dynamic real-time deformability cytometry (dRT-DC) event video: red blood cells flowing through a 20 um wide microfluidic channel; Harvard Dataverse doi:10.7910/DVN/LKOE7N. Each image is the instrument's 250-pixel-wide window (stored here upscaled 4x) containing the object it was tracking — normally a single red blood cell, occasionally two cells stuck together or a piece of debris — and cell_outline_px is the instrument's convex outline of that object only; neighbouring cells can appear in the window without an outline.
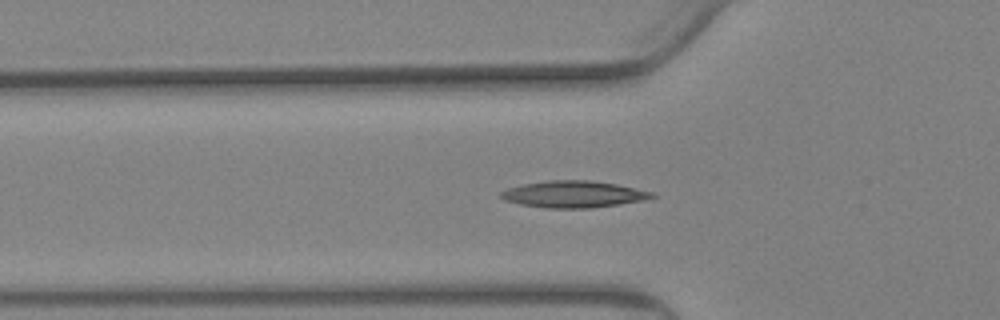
{"species": "Egyptian fruit bat (a non-hibernating species)", "species_latin": "Rousettus aegyptiacus", "temperature_condition": "warm", "stored_images_in_passage": 61, "camera_frame_rate_fps": 3000, "um_per_image_px": 0.085, "animal": {"sex": "female"}, "frame": {"image": 1, "passage_image": 21, "time_ms": 6.667, "image_size_px": [1000, 320], "cell_outline_px": [[656, 196], [648, 200], [592, 208], [544, 208], [520, 204], [504, 200], [500, 196], [500, 192], [508, 188], [524, 184], [548, 180], [588, 180], [616, 184], [652, 192]], "centroid_in_image_um": [48.76, 16.52], "position_along_channel_um": 77.0, "area_um2": 23.52}}
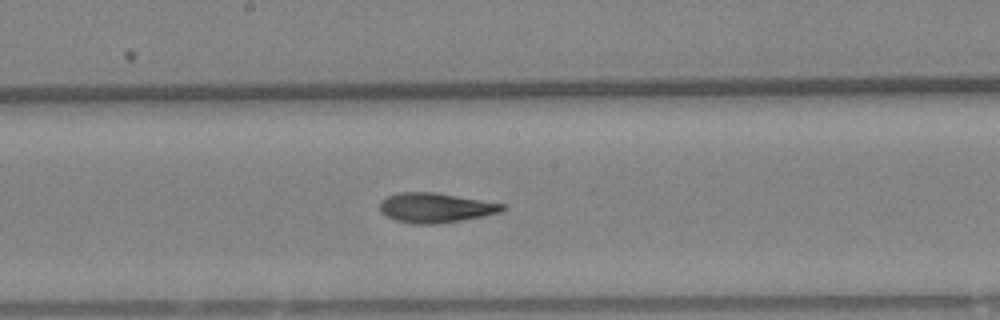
{"frame": {"image": 2, "passage_image": 33, "time_ms": 10.667, "image_size_px": [1000, 320], "cell_outline_px": [[508, 208], [500, 212], [484, 216], [436, 224], [412, 224], [396, 220], [380, 212], [380, 204], [388, 196], [400, 192], [436, 192], [504, 204]], "centroid_in_image_um": [37.04, 17.66], "position_along_channel_um": 211.2, "area_um2": 21.1}}
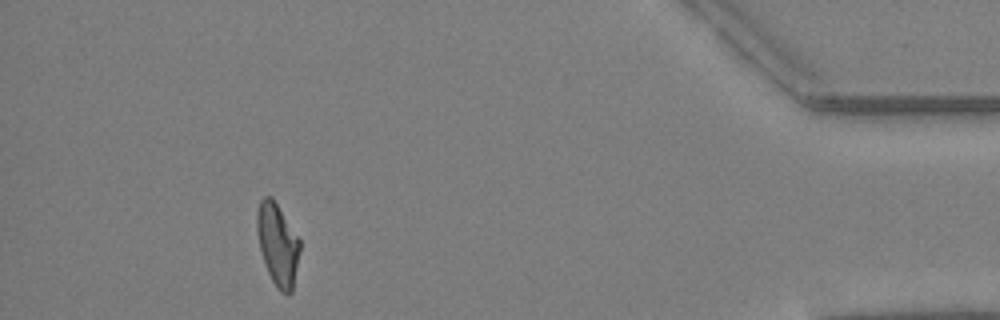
{"frame": {"image": 3, "passage_image": 56, "time_ms": 18.333, "image_size_px": [1000, 320], "cell_outline_px": [[300, 252], [292, 292], [288, 296], [280, 292], [276, 288], [268, 272], [260, 248], [256, 232], [256, 212], [260, 200], [264, 196], [272, 196], [300, 240]], "centroid_in_image_um": [23.59, 20.78], "position_along_channel_um": 411.6, "area_um2": 20.63}, "authors_computed_cell_mechanics": {"area_um2": 21.386, "velocity_mm_per_s": 3.3558, "shape_relaxation_time_tau1_ms": null, "shape_relaxation_time_tau2_ms": 1.9182, "deformation_change_tau1": null, "deformation_change_tau2": 0.0931}}